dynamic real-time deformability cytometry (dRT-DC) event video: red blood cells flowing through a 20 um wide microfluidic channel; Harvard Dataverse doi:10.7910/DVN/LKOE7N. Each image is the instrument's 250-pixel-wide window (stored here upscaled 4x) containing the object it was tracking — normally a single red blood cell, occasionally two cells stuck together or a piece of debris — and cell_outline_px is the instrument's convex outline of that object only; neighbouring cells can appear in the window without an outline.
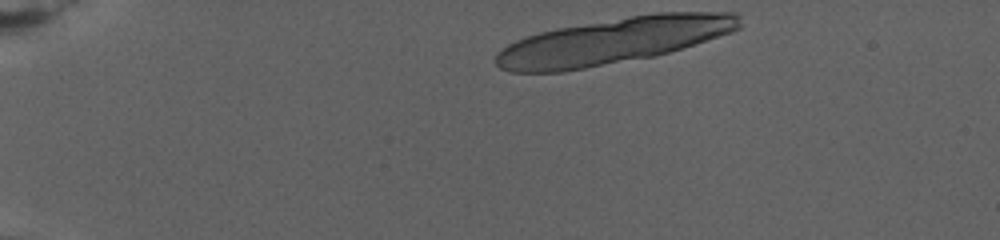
{"species": "human", "species_latin": "Homo sapiens", "temperature_condition": "warm", "stored_images_in_passage": 14, "camera_frame_rate_fps": 3000, "um_per_image_px": 0.085, "donor": {"sex": "female"}, "frame": {"image": 1, "passage_image": 1, "time_ms": 0.0, "image_size_px": [1000, 240], "cell_outline_px": [[740, 28], [732, 32], [656, 56], [564, 72], [512, 72], [500, 68], [496, 64], [496, 56], [508, 44], [516, 40], [540, 32], [556, 28], [656, 12], [736, 12], [740, 16]], "centroid_in_image_um": [52.16, 3.48], "position_along_channel_um": 32.8, "area_um2": 65.2}}
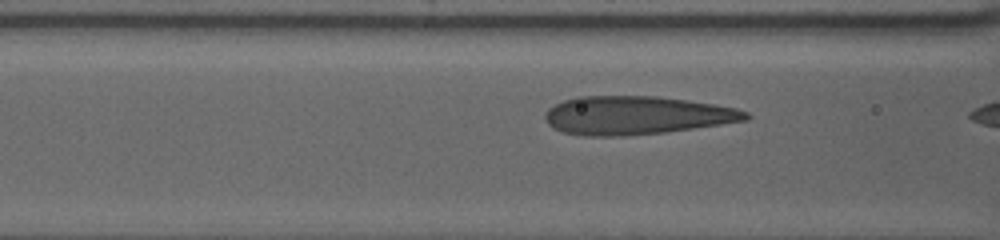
{"frame": {"image": 2, "passage_image": 13, "time_ms": 5.667, "image_size_px": [1000, 240], "cell_outline_px": [[752, 116], [748, 120], [664, 132], [612, 136], [588, 136], [564, 132], [548, 124], [544, 116], [548, 108], [564, 100], [576, 96], [656, 96], [688, 100], [736, 108], [748, 112]], "centroid_in_image_um": [54.09, 9.79], "position_along_channel_um": 112.5, "area_um2": 44.51}}